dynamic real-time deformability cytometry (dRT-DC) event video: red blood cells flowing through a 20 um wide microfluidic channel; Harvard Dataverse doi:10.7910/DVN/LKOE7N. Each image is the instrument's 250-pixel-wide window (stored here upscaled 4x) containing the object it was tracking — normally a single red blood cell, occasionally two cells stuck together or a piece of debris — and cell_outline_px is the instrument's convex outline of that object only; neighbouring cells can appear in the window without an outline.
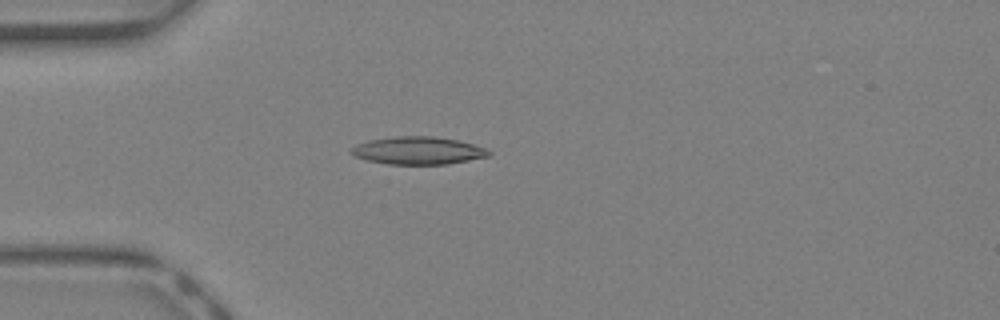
{"species": "Egyptian fruit bat (a non-hibernating species)", "species_latin": "Rousettus aegyptiacus", "temperature_condition": "warm", "stored_images_in_passage": 40, "camera_frame_rate_fps": 3000, "um_per_image_px": 0.085, "animal": {"sex": "female"}, "frame": {"image": 1, "passage_image": 11, "time_ms": 3.333, "image_size_px": [1000, 320], "cell_outline_px": [[492, 152], [488, 156], [448, 164], [388, 164], [368, 160], [356, 156], [348, 152], [348, 148], [356, 144], [368, 140], [396, 136], [436, 136], [456, 140], [488, 148]], "centroid_in_image_um": [35.5, 12.79], "position_along_channel_um": 49.5, "area_um2": 22.25}}
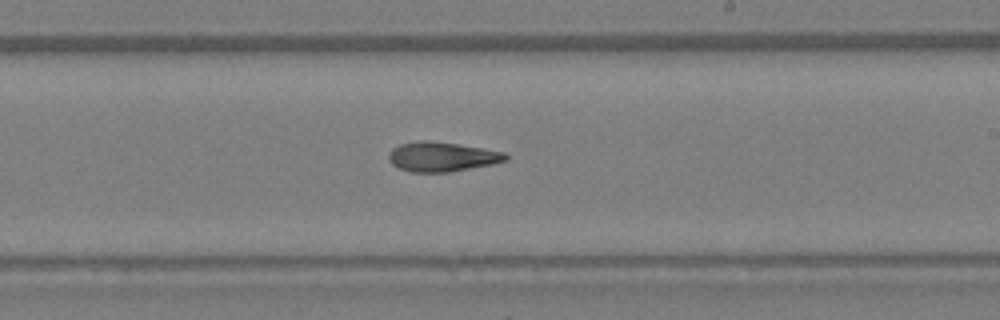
{"frame": {"image": 2, "passage_image": 24, "time_ms": 7.667, "image_size_px": [1000, 320], "cell_outline_px": [[508, 160], [492, 164], [448, 172], [412, 172], [400, 168], [392, 164], [388, 160], [388, 152], [392, 148], [400, 144], [420, 140], [432, 140], [484, 148], [504, 152], [508, 156]], "centroid_in_image_um": [37.54, 13.31], "position_along_channel_um": 251.5, "area_um2": 20.23}}
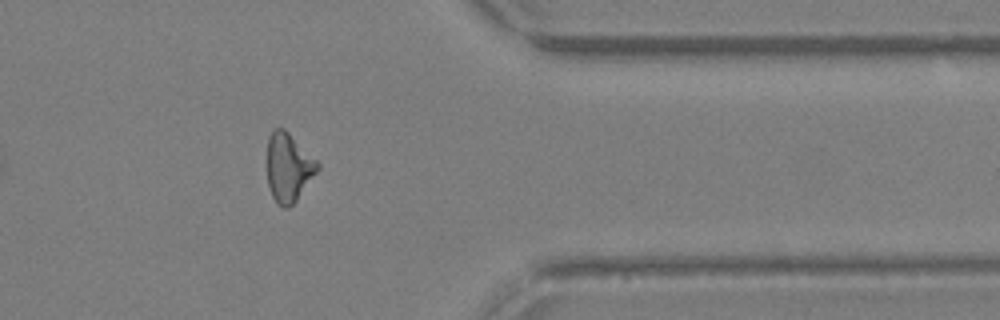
{"frame": {"image": 3, "passage_image": 33, "time_ms": 10.667, "image_size_px": [1000, 320], "cell_outline_px": [[320, 168], [296, 200], [288, 208], [284, 208], [276, 204], [272, 196], [268, 184], [268, 136], [276, 128], [284, 128], [320, 164]], "centroid_in_image_um": [24.52, 14.25], "position_along_channel_um": 386.9, "area_um2": 19.88}, "authors_computed_cell_mechanics": {"area_um2": 20.5479, "velocity_mm_per_s": 4.9947, "shape_relaxation_time_tau1_ms": null, "shape_relaxation_time_tau2_ms": 5.0269, "deformation_change_tau1": null, "deformation_change_tau2": 0.179}}